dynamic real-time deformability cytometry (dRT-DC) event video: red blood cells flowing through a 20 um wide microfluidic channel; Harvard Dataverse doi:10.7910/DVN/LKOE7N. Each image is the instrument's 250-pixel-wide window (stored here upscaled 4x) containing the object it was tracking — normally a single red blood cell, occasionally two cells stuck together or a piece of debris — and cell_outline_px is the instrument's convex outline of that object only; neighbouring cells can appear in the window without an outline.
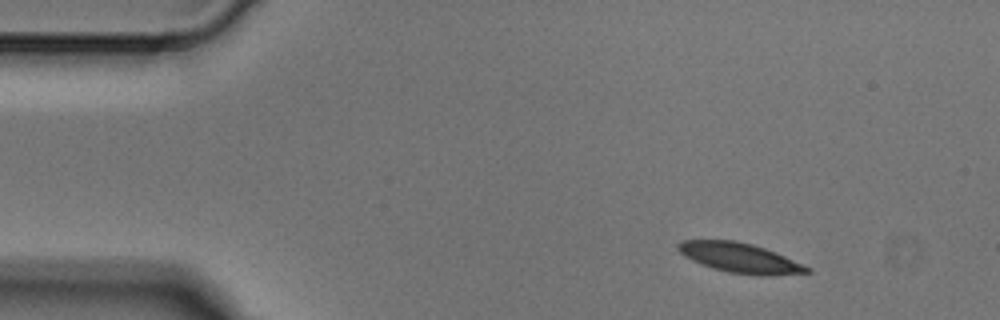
{"species": "Egyptian fruit bat (a non-hibernating species)", "species_latin": "Rousettus aegyptiacus", "temperature_condition": "cold", "stored_images_in_passage": 5, "segment_of_instrument_passage": [2, 2], "camera_frame_rate_fps": 3000, "um_per_image_px": 0.085, "animal": {"sex": "male"}, "frame": {"image": 1, "passage_image": 5, "time_ms": 1.333, "image_size_px": [1000, 320], "cell_outline_px": [[812, 272], [764, 276], [728, 272], [712, 268], [692, 260], [684, 256], [676, 248], [676, 244], [680, 240], [736, 240], [752, 244], [776, 252], [812, 268]], "centroid_in_image_um": [62.88, 21.91], "position_along_channel_um": 22.1, "area_um2": 22.43}}